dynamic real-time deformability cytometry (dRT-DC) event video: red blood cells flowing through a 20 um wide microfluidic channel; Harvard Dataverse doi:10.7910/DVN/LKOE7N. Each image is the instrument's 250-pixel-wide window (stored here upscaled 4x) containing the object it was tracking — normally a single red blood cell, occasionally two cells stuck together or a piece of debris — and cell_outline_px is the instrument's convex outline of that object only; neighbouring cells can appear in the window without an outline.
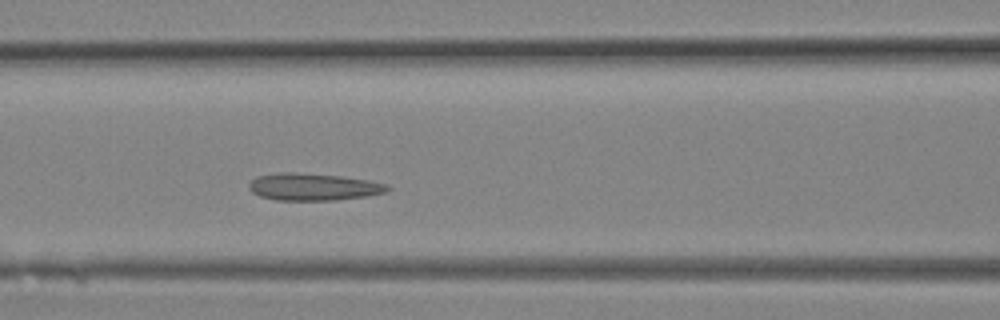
{"species": "Egyptian fruit bat (a non-hibernating species)", "species_latin": "Rousettus aegyptiacus", "temperature_condition": "room temperature", "stored_images_in_passage": 6, "camera_frame_rate_fps": 3000, "um_per_image_px": 0.085, "animal": {"sex": "female"}, "frame": {"image": 1, "passage_image": 6, "time_ms": 1.667, "image_size_px": [1000, 320], "cell_outline_px": [[392, 188], [384, 192], [364, 196], [336, 200], [276, 200], [260, 196], [252, 192], [248, 188], [248, 184], [256, 176], [280, 172], [296, 172], [344, 176], [368, 180], [388, 184]], "centroid_in_image_um": [26.61, 15.87], "position_along_channel_um": 140.0, "area_um2": 22.02}}